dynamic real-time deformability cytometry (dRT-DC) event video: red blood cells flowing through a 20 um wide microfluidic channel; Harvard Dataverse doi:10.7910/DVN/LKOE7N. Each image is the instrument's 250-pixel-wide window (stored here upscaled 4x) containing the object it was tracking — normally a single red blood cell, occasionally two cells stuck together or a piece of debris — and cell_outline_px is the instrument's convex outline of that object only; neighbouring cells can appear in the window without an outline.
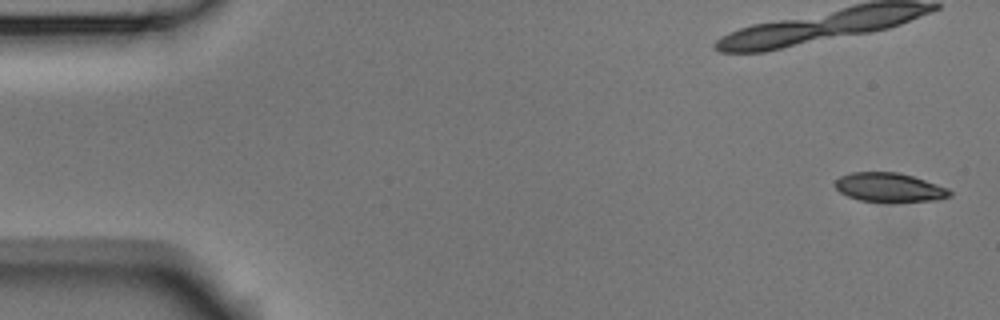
{"species": "Egyptian fruit bat (a non-hibernating species)", "species_latin": "Rousettus aegyptiacus", "temperature_condition": "room temperature", "stored_images_in_passage": 5, "segment_of_instrument_passage": [2, 2], "camera_frame_rate_fps": 3000, "um_per_image_px": 0.085, "animal": {"sex": "male"}, "frame": {"image": 1, "passage_image": 5, "time_ms": 1.333, "image_size_px": [1000, 320], "cell_outline_px": [[952, 196], [936, 200], [860, 200], [848, 196], [840, 192], [836, 188], [836, 180], [840, 176], [852, 172], [896, 172], [912, 176], [948, 188], [952, 192]], "centroid_in_image_um": [75.59, 15.9], "position_along_channel_um": 9.4, "area_um2": 18.73}}